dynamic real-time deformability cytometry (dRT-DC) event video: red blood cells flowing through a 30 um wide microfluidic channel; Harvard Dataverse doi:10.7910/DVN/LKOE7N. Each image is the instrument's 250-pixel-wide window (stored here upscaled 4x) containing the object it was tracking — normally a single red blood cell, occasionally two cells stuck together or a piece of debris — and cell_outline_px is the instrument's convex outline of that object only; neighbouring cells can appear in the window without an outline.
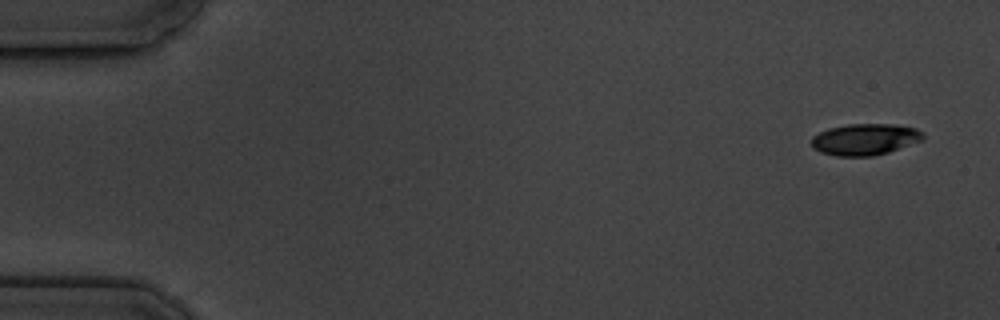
{"species": "common noctule bat (a hibernating species)", "species_latin": "Nyctalus noctula", "temperature_condition": "cold", "stored_images_in_passage": 11, "camera_frame_rate_fps": 3000, "um_per_image_px": 0.085, "animal": {"sex": "male", "body_mass_g": 19.5, "forearm_length_mm": 54.6}, "frame": {"image": 1, "passage_image": 1, "time_ms": 0.0, "image_size_px": [1000, 320], "cell_outline_px": [[924, 140], [888, 152], [872, 156], [836, 156], [820, 152], [812, 148], [812, 136], [828, 128], [848, 124], [896, 124], [916, 128], [924, 132]], "centroid_in_image_um": [73.54, 11.84], "position_along_channel_um": 11.5, "area_um2": 20.63}}
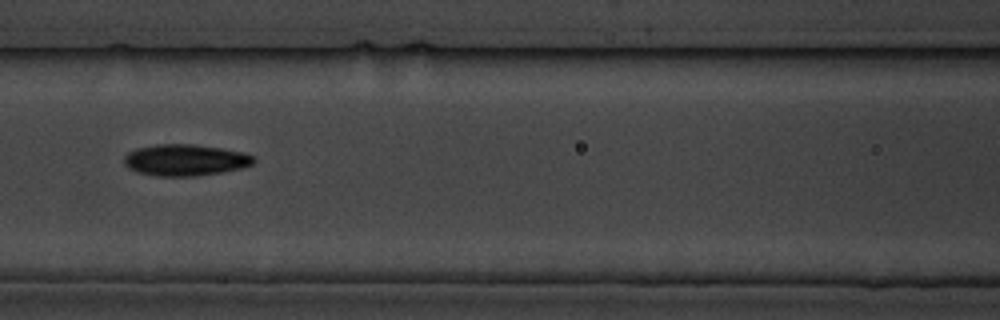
{"frame": {"image": 2, "passage_image": 7, "time_ms": 7.667, "image_size_px": [1000, 320], "cell_outline_px": [[256, 160], [252, 164], [240, 168], [220, 172], [196, 176], [156, 176], [140, 172], [128, 168], [124, 164], [124, 156], [128, 152], [136, 148], [156, 144], [192, 144], [220, 148], [244, 152], [252, 156]], "centroid_in_image_um": [15.72, 13.59], "position_along_channel_um": 150.9, "area_um2": 23.64}}
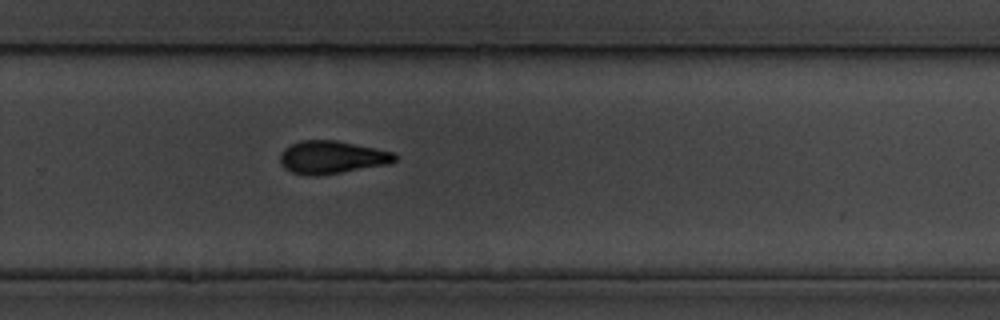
{"frame": {"image": 3, "passage_image": 11, "time_ms": 12.0, "image_size_px": [1000, 320], "cell_outline_px": [[396, 160], [392, 164], [316, 176], [308, 176], [292, 172], [284, 168], [280, 160], [280, 152], [284, 148], [300, 140], [336, 140], [376, 148], [392, 152], [396, 156]], "centroid_in_image_um": [28.2, 13.37], "position_along_channel_um": 301.6, "area_um2": 22.08}}